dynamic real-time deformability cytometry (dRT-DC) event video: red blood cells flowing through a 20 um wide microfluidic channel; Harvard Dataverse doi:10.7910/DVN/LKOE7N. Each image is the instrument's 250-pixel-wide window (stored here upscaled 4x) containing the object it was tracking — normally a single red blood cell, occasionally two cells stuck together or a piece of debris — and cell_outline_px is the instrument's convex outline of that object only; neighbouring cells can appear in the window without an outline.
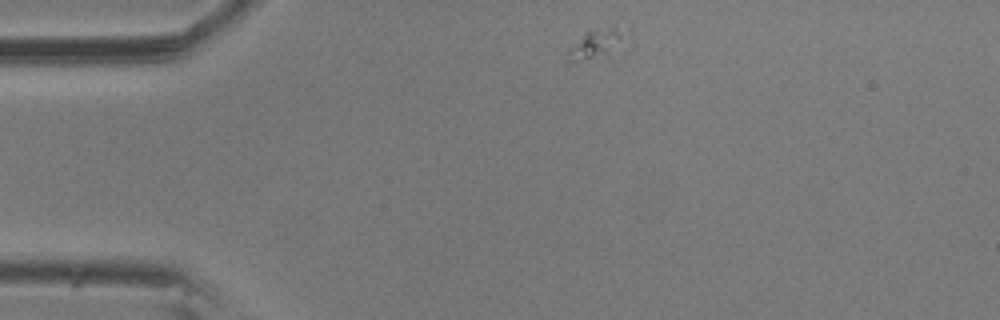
{"species": "common noctule bat (a hibernating species)", "species_latin": "Nyctalus noctula", "temperature_condition": "room temperature", "stored_images_in_passage": 7, "camera_frame_rate_fps": 3000, "um_per_image_px": 0.085, "animal": {"sex": "male", "body_mass_g": 20.5, "forearm_length_mm": 52.5}, "frame": {"image": 1, "passage_image": 1, "time_ms": 0.0, "image_size_px": [1000, 320], "cell_outline_px": [[624, 52], [608, 60], [564, 60], [564, 52], [568, 48], [588, 32], [616, 24], [620, 36]], "centroid_in_image_um": [50.71, 3.87], "position_along_channel_um": 34.3, "area_um2": 10.52}}
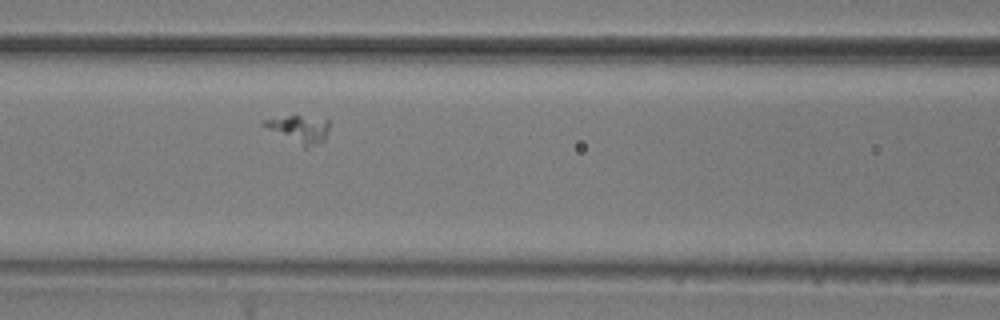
{"frame": {"image": 2, "passage_image": 5, "time_ms": 1.333, "image_size_px": [1000, 320], "cell_outline_px": [[328, 128], [324, 140], [304, 148], [260, 124], [260, 120], [296, 112], [328, 120]], "centroid_in_image_um": [25.37, 10.89], "position_along_channel_um": 141.2, "area_um2": 10.92}}
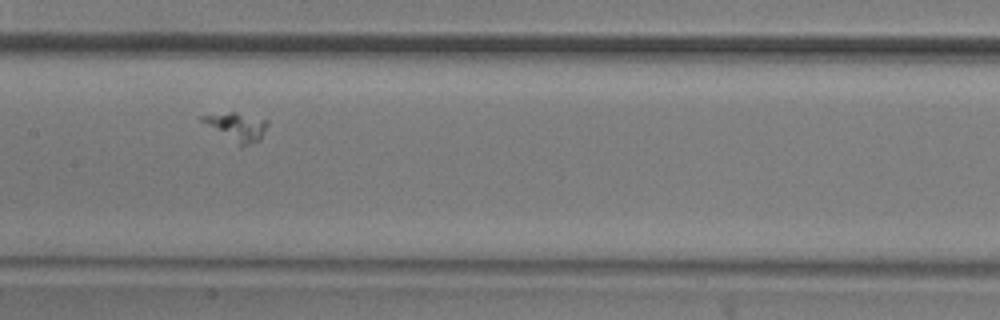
{"frame": {"image": 3, "passage_image": 6, "time_ms": 1.667, "image_size_px": [1000, 320], "cell_outline_px": [[268, 124], [260, 140], [240, 148], [200, 120], [200, 116], [228, 112], [236, 112], [268, 120]], "centroid_in_image_um": [20.15, 10.8], "position_along_channel_um": 187.3, "area_um2": 10.81}}